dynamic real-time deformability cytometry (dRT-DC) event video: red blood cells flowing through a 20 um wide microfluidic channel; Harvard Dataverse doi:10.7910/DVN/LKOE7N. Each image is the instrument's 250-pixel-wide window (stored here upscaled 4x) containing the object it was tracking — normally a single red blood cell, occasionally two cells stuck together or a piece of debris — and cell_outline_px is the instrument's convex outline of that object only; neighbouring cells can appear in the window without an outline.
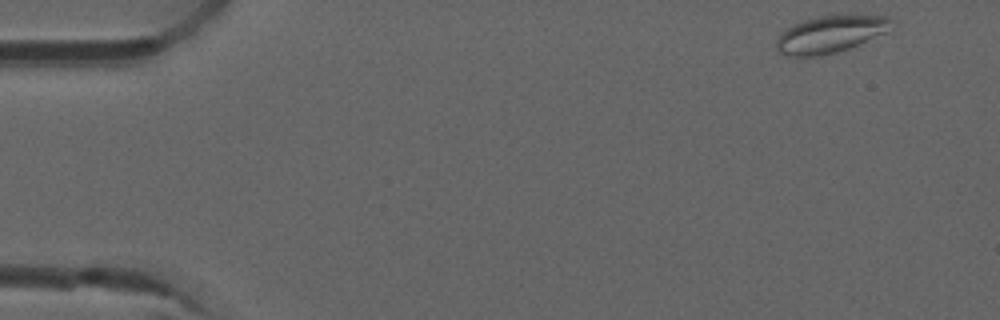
{"species": "common noctule bat (a hibernating species)", "species_latin": "Nyctalus noctula", "temperature_condition": "room temperature", "stored_images_in_passage": 50, "camera_frame_rate_fps": 3000, "um_per_image_px": 0.085, "animal": {"sex": "male", "forearm_length_mm": 52.5}, "frame": {"image": 1, "passage_image": 1, "time_ms": 0.0, "image_size_px": [1000, 320], "cell_outline_px": [[896, 20], [888, 32], [848, 48], [836, 52], [820, 56], [788, 56], [776, 52], [776, 40], [780, 32], [792, 24], [804, 20], [820, 16], [892, 16]], "centroid_in_image_um": [70.57, 2.91], "position_along_channel_um": 14.4, "area_um2": 24.97}}
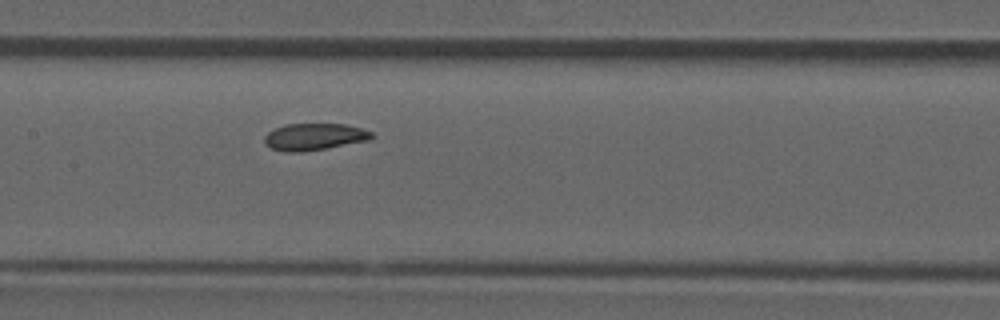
{"frame": {"image": 2, "passage_image": 23, "time_ms": 7.333, "image_size_px": [1000, 320], "cell_outline_px": [[376, 136], [368, 140], [328, 148], [300, 152], [284, 152], [272, 148], [264, 144], [264, 136], [268, 132], [284, 124], [344, 124], [360, 128], [372, 132]], "centroid_in_image_um": [26.7, 11.63], "position_along_channel_um": 180.7, "area_um2": 16.82}}
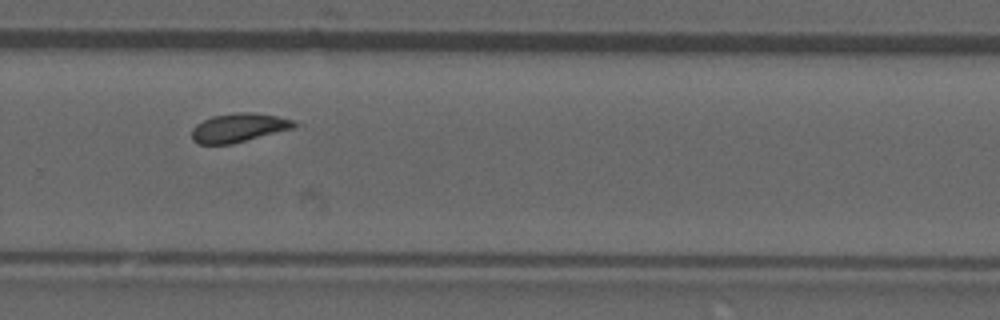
{"frame": {"image": 3, "passage_image": 33, "time_ms": 10.667, "image_size_px": [1000, 320], "cell_outline_px": [[304, 124], [292, 128], [232, 144], [196, 144], [192, 140], [192, 128], [196, 124], [212, 116], [236, 112], [252, 112], [276, 116], [292, 120]], "centroid_in_image_um": [20.28, 10.85], "position_along_channel_um": 309.5, "area_um2": 17.22}, "authors_computed_cell_mechanics": {"area_um2": 17.5423, "velocity_mm_per_s": 3.8856, "shape_relaxation_time_tau1_ms": 4.5683, "shape_relaxation_time_tau2_ms": null, "deformation_change_tau1": 0.0693, "deformation_change_tau2": null}}